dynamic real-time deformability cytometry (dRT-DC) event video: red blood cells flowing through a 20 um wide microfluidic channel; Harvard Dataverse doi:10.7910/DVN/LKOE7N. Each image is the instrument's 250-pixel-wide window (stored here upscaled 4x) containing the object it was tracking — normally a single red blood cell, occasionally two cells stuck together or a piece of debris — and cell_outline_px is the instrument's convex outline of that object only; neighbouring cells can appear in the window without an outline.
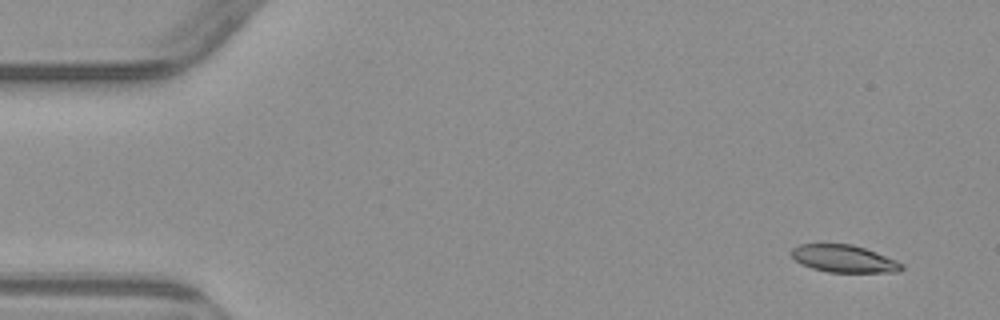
{"species": "common noctule bat (a hibernating species)", "species_latin": "Nyctalus noctula", "temperature_condition": "warm", "stored_images_in_passage": 4, "camera_frame_rate_fps": 3000, "um_per_image_px": 0.085, "animal": {"sex": "male", "body_mass_g": 23.1, "forearm_length_mm": 52.7}, "frame": {"image": 1, "passage_image": 1, "time_ms": 0.0, "image_size_px": [1000, 320], "cell_outline_px": [[904, 268], [900, 272], [828, 272], [812, 268], [796, 260], [788, 252], [792, 248], [800, 244], [852, 244], [876, 252], [896, 260], [904, 264]], "centroid_in_image_um": [71.75, 21.99], "position_along_channel_um": 13.3, "area_um2": 17.57}}
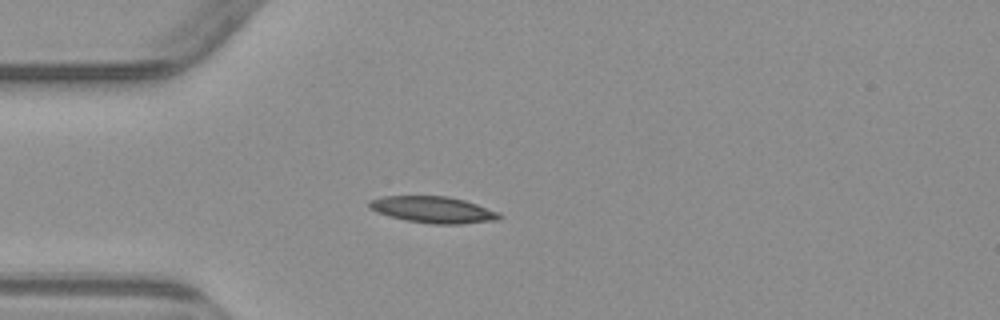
{"frame": {"image": 2, "passage_image": 4, "time_ms": 3.667, "image_size_px": [1000, 320], "cell_outline_px": [[504, 216], [500, 220], [464, 224], [432, 224], [404, 220], [376, 212], [368, 208], [368, 200], [384, 196], [448, 196], [464, 200], [500, 212]], "centroid_in_image_um": [36.84, 17.83], "position_along_channel_um": 48.2, "area_um2": 20.4}}